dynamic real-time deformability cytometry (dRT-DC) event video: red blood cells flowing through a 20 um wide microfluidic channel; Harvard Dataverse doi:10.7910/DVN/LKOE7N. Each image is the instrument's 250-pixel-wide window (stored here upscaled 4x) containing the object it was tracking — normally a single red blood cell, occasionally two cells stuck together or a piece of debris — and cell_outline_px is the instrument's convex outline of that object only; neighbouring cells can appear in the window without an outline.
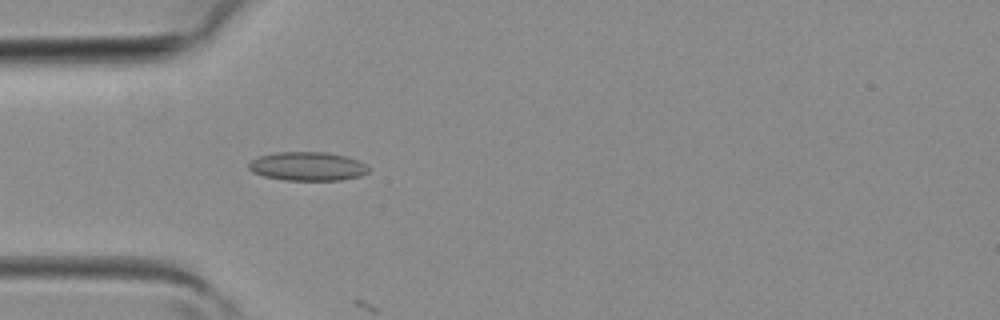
{"species": "common noctule bat (a hibernating species)", "species_latin": "Nyctalus noctula", "temperature_condition": "room temperature", "stored_images_in_passage": 3, "camera_frame_rate_fps": 3000, "um_per_image_px": 0.085, "animal": {"sex": "female", "body_mass_g": 19.3, "forearm_length_mm": 54.1}, "frame": {"image": 1, "passage_image": 3, "time_ms": 0.667, "image_size_px": [1000, 320], "cell_outline_px": [[372, 168], [368, 172], [360, 176], [340, 180], [284, 180], [264, 176], [252, 172], [248, 168], [248, 164], [256, 156], [276, 152], [324, 152], [344, 156], [356, 160]], "centroid_in_image_um": [26.11, 14.14], "position_along_channel_um": 58.9, "area_um2": 20.11}}